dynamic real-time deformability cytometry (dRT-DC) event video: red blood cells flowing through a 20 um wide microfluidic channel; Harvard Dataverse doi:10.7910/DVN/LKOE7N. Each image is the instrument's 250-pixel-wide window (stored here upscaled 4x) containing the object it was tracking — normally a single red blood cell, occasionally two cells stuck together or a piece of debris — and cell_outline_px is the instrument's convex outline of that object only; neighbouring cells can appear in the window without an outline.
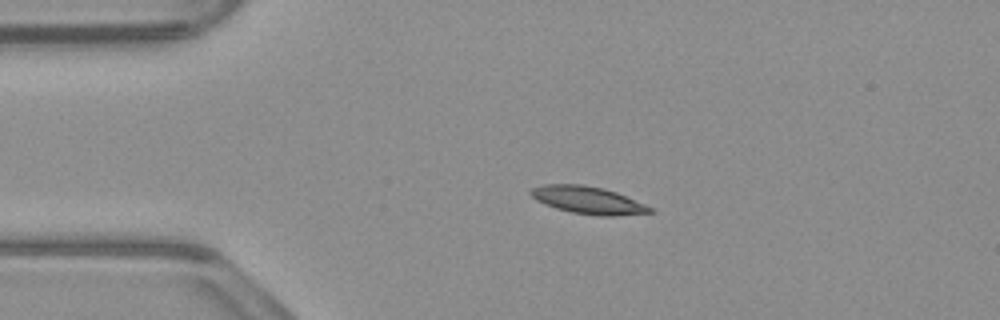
{"species": "common noctule bat (a hibernating species)", "species_latin": "Nyctalus noctula", "temperature_condition": "warm", "stored_images_in_passage": 43, "camera_frame_rate_fps": 3000, "um_per_image_px": 0.085, "animal": {"sex": "male", "body_mass_g": 23.1, "forearm_length_mm": 52.7}, "frame": {"image": 1, "passage_image": 1, "time_ms": 0.0, "image_size_px": [1000, 320], "cell_outline_px": [[656, 212], [616, 216], [596, 216], [572, 212], [556, 208], [544, 204], [536, 200], [528, 192], [532, 188], [544, 184], [584, 184], [604, 188], [616, 192], [644, 204], [652, 208]], "centroid_in_image_um": [49.97, 17.01], "position_along_channel_um": 35.0, "area_um2": 19.13}}
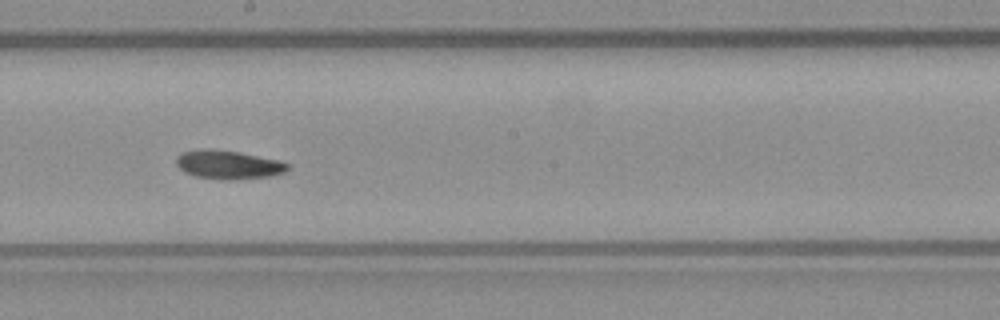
{"frame": {"image": 2, "passage_image": 19, "time_ms": 6.0, "image_size_px": [1000, 320], "cell_outline_px": [[288, 168], [284, 172], [272, 176], [196, 176], [184, 172], [176, 164], [176, 156], [180, 152], [200, 148], [212, 148], [240, 152], [280, 160], [288, 164]], "centroid_in_image_um": [19.35, 13.9], "position_along_channel_um": 228.9, "area_um2": 17.69}}
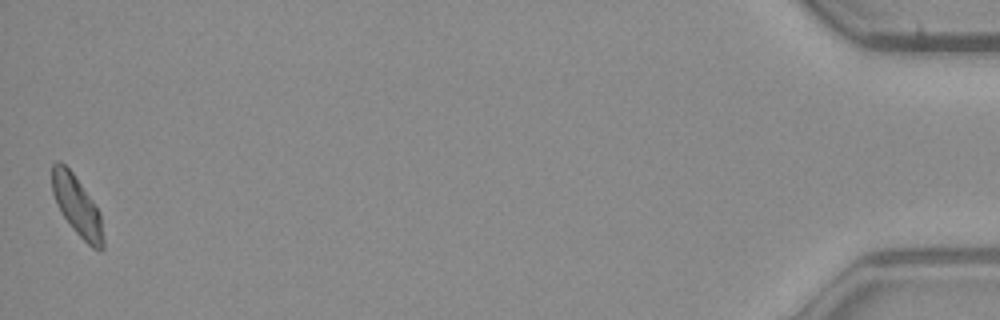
{"frame": {"image": 3, "passage_image": 43, "time_ms": 14.0, "image_size_px": [1000, 320], "cell_outline_px": [[104, 248], [100, 252], [92, 248], [72, 228], [64, 216], [52, 192], [52, 164], [56, 160], [60, 160], [72, 172], [92, 200], [100, 212], [104, 240]], "centroid_in_image_um": [6.57, 17.52], "position_along_channel_um": 428.6, "area_um2": 17.57}, "authors_computed_cell_mechanics": {"area_um2": 18.207, "velocity_mm_per_s": 3.8129, "shape_relaxation_time_tau1_ms": 3.987, "shape_relaxation_time_tau2_ms": 5.3984, "deformation_change_tau1": 0.1053, "deformation_change_tau2": 0.1008}}